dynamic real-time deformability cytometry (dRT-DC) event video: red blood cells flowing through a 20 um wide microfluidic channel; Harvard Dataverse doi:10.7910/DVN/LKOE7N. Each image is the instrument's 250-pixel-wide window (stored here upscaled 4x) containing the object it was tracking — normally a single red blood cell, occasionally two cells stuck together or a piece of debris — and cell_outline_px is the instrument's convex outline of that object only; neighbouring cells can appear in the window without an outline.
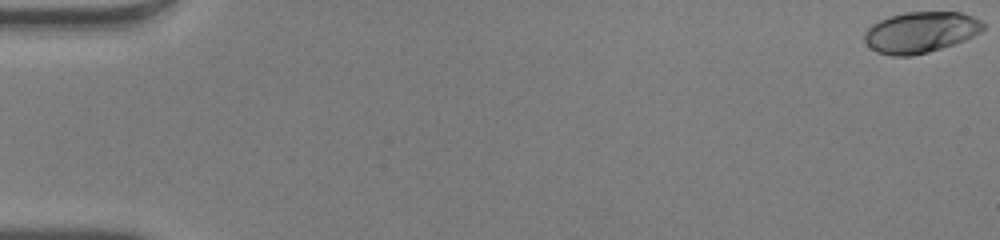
{"species": "human", "species_latin": "Homo sapiens", "temperature_condition": "warm", "stored_images_in_passage": 52, "camera_frame_rate_fps": 3000, "um_per_image_px": 0.085, "donor": {"sex": "male"}, "frame": {"image": 1, "passage_image": 1, "time_ms": 0.0, "image_size_px": [1000, 240], "cell_outline_px": [[984, 28], [980, 32], [964, 40], [928, 52], [912, 56], [892, 56], [876, 52], [864, 40], [864, 36], [868, 28], [872, 24], [888, 16], [904, 12], [960, 12], [972, 16], [980, 20], [984, 24]], "centroid_in_image_um": [78.23, 2.73], "position_along_channel_um": 6.8, "area_um2": 28.21}}
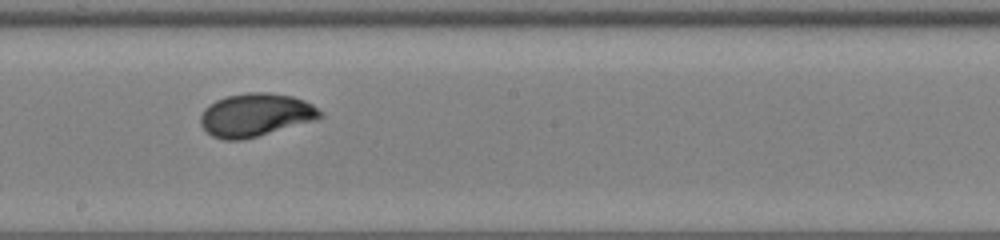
{"frame": {"image": 2, "passage_image": 30, "time_ms": 9.667, "image_size_px": [1000, 240], "cell_outline_px": [[324, 116], [316, 120], [256, 136], [240, 140], [224, 140], [212, 136], [200, 124], [200, 116], [204, 108], [208, 104], [216, 100], [228, 96], [248, 92], [268, 92], [292, 96], [304, 100], [312, 104], [324, 112]], "centroid_in_image_um": [21.73, 9.76], "position_along_channel_um": 226.5, "area_um2": 30.06}}
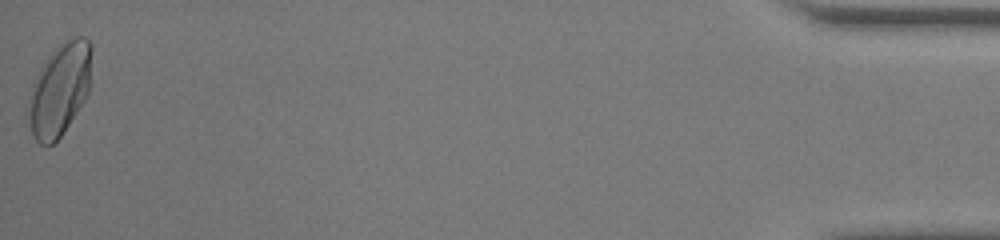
{"frame": {"image": 3, "passage_image": 52, "time_ms": 17.0, "image_size_px": [1000, 240], "cell_outline_px": [[92, 52], [88, 92], [84, 100], [60, 136], [52, 144], [40, 144], [36, 140], [28, 124], [28, 96], [32, 84], [40, 68], [48, 56], [64, 40], [76, 36], [84, 36], [92, 44]], "centroid_in_image_um": [5.06, 7.57], "position_along_channel_um": 430.1, "area_um2": 33.81}, "authors_computed_cell_mechanics": {"area_um2": 29.2179, "velocity_mm_per_s": 4.0813, "shape_relaxation_time_tau1_ms": 3.9169, "shape_relaxation_time_tau2_ms": null, "deformation_change_tau1": 0.192, "deformation_change_tau2": null}}